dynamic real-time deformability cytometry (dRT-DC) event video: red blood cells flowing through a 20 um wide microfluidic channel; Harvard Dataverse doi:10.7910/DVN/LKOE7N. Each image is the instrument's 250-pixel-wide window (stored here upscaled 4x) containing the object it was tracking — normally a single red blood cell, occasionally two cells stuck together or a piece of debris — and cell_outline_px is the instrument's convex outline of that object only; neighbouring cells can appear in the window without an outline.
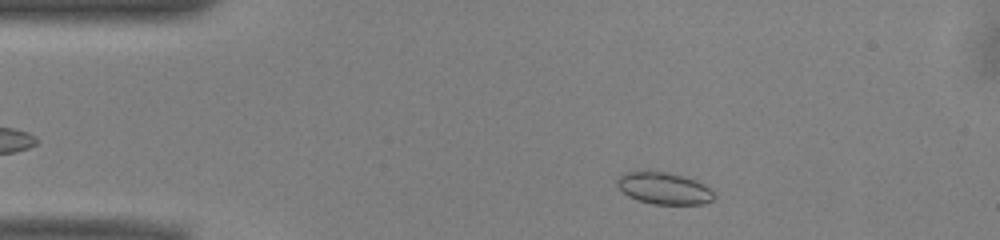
{"species": "common noctule bat (a hibernating species)", "species_latin": "Nyctalus noctula", "temperature_condition": "warm", "stored_images_in_passage": 39, "camera_frame_rate_fps": 3000, "um_per_image_px": 0.085, "animal": {"sex": "male", "body_mass_g": 13.0, "forearm_length_mm": 53.1}, "frame": {"image": 1, "passage_image": 4, "time_ms": 1.0, "image_size_px": [1000, 240], "cell_outline_px": [[716, 196], [712, 200], [704, 204], [652, 204], [628, 196], [616, 184], [616, 180], [624, 172], [668, 172], [684, 176], [696, 180], [704, 184]], "centroid_in_image_um": [56.46, 16.01], "position_along_channel_um": 28.5, "area_um2": 17.8}}
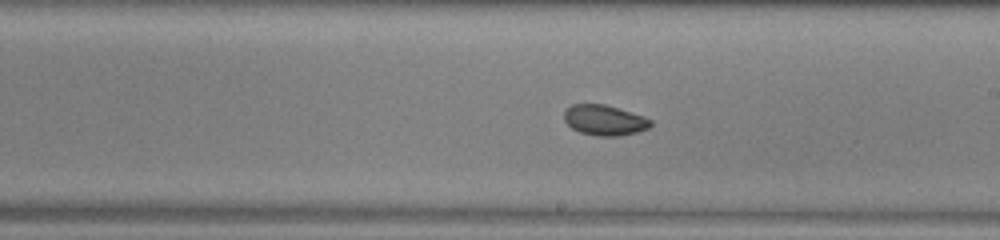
{"frame": {"image": 2, "passage_image": 24, "time_ms": 7.667, "image_size_px": [1000, 240], "cell_outline_px": [[652, 124], [648, 128], [636, 132], [620, 136], [596, 136], [580, 132], [572, 128], [564, 120], [564, 112], [572, 104], [604, 104], [644, 116], [652, 120]], "centroid_in_image_um": [51.38, 10.22], "position_along_channel_um": 237.6, "area_um2": 15.26}}
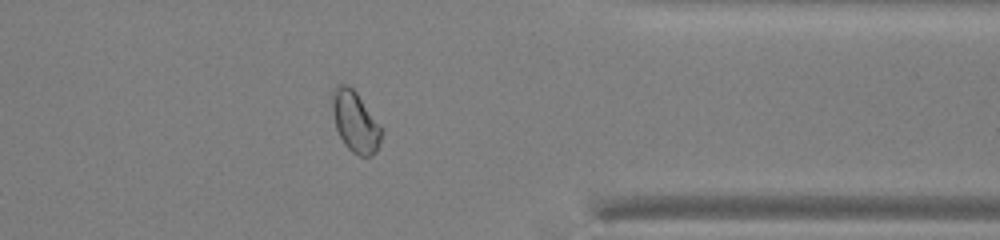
{"frame": {"image": 3, "passage_image": 36, "time_ms": 11.667, "image_size_px": [1000, 240], "cell_outline_px": [[384, 132], [380, 144], [376, 152], [372, 156], [360, 156], [352, 152], [344, 144], [336, 128], [332, 108], [332, 92], [336, 84], [348, 84], [356, 92]], "centroid_in_image_um": [30.2, 10.36], "position_along_channel_um": 381.2, "area_um2": 17.4}, "authors_computed_cell_mechanics": {"area_um2": 16.2418, "velocity_mm_per_s": 3.9301, "shape_relaxation_time_tau1_ms": 5.5616, "shape_relaxation_time_tau2_ms": 3.3419, "deformation_change_tau1": 0.0704, "deformation_change_tau2": 0.0549}}